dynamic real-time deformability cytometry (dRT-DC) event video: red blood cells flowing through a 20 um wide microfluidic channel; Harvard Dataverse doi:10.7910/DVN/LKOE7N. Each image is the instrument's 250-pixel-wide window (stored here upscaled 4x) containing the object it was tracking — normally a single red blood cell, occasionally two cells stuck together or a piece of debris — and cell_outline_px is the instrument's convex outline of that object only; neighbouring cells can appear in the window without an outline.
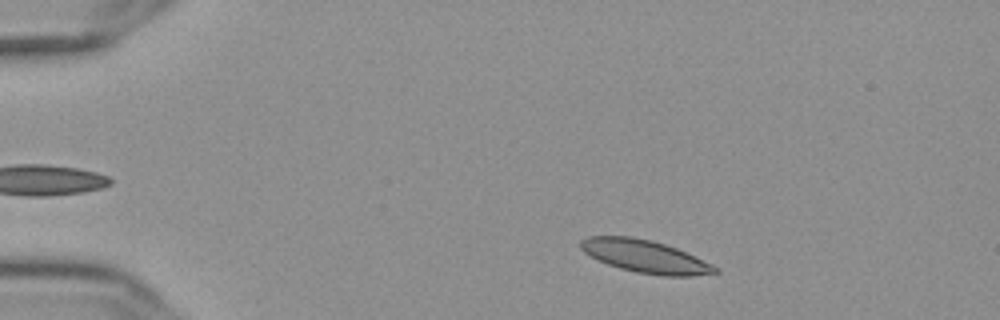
{"species": "Egyptian fruit bat (a non-hibernating species)", "species_latin": "Rousettus aegyptiacus", "temperature_condition": "cold", "stored_images_in_passage": 49, "camera_frame_rate_fps": 3000, "um_per_image_px": 0.085, "frame": {"image": 1, "passage_image": 3, "time_ms": 0.667, "image_size_px": [1000, 320], "cell_outline_px": [[720, 272], [692, 276], [664, 276], [636, 272], [620, 268], [608, 264], [584, 252], [580, 248], [580, 240], [588, 236], [632, 236], [652, 240], [676, 248], [712, 264], [720, 268]], "centroid_in_image_um": [54.85, 21.79], "position_along_channel_um": 30.2, "area_um2": 25.49}}
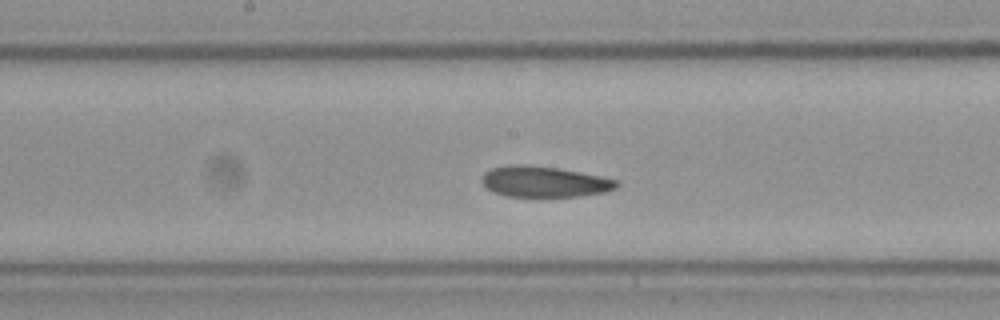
{"frame": {"image": 2, "passage_image": 23, "time_ms": 7.333, "image_size_px": [1000, 320], "cell_outline_px": [[620, 184], [616, 188], [604, 192], [580, 196], [504, 196], [492, 192], [480, 180], [484, 172], [492, 168], [512, 164], [524, 164], [556, 168], [600, 176], [616, 180]], "centroid_in_image_um": [46.22, 15.44], "position_along_channel_um": 202.0, "area_um2": 24.04}}
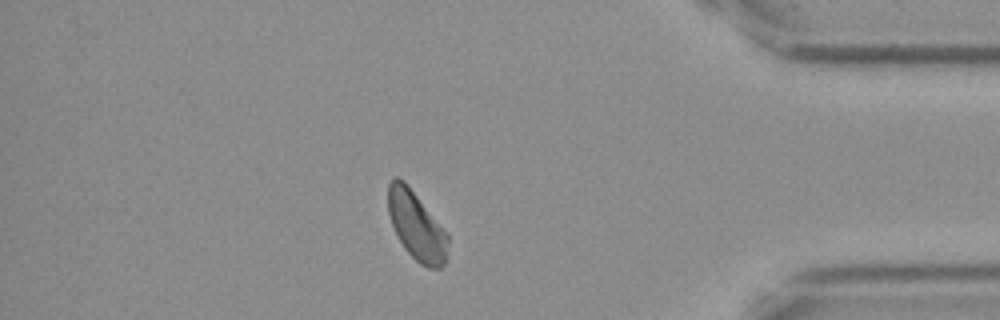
{"frame": {"image": 3, "passage_image": 42, "time_ms": 13.667, "image_size_px": [1000, 320], "cell_outline_px": [[448, 244], [444, 264], [440, 268], [428, 268], [420, 264], [404, 248], [392, 224], [388, 212], [388, 184], [396, 176], [404, 180], [408, 184], [448, 232]], "centroid_in_image_um": [35.41, 19.17], "position_along_channel_um": 399.8, "area_um2": 23.93}, "authors_computed_cell_mechanics": {"area_um2": 24.854, "velocity_mm_per_s": 3.6015, "shape_relaxation_time_tau1_ms": 7.774, "shape_relaxation_time_tau2_ms": 3.2798, "deformation_change_tau1": 0.1445, "deformation_change_tau2": 0.0964}}